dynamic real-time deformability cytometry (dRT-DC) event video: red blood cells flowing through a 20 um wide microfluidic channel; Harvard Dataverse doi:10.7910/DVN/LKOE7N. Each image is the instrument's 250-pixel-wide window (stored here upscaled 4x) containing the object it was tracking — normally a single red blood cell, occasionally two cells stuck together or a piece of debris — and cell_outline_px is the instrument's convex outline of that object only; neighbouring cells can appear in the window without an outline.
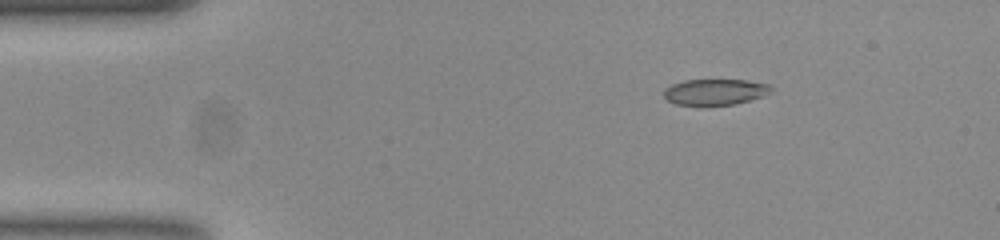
{"species": "common noctule bat (a hibernating species)", "species_latin": "Nyctalus noctula", "temperature_condition": "room temperature", "stored_images_in_passage": 47, "camera_frame_rate_fps": 3000, "um_per_image_px": 0.085, "animal": {"sex": "female", "body_mass_g": 23.0, "forearm_length_mm": 53.4}, "frame": {"image": 1, "passage_image": 1, "time_ms": 0.0, "image_size_px": [1000, 240], "cell_outline_px": [[772, 92], [736, 104], [676, 104], [668, 100], [664, 96], [664, 88], [672, 84], [684, 80], [748, 80], [772, 84]], "centroid_in_image_um": [60.81, 7.78], "position_along_channel_um": 24.2, "area_um2": 16.01}}
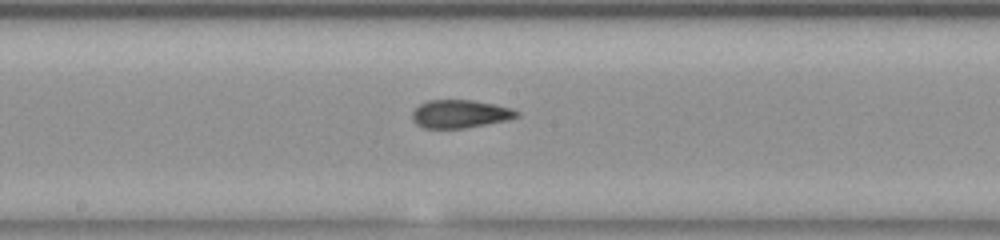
{"frame": {"image": 2, "passage_image": 21, "time_ms": 6.667, "image_size_px": [1000, 240], "cell_outline_px": [[520, 116], [508, 120], [464, 128], [424, 128], [416, 124], [412, 120], [412, 112], [420, 104], [428, 100], [472, 100], [512, 108], [520, 112]], "centroid_in_image_um": [39.11, 9.68], "position_along_channel_um": 209.1, "area_um2": 17.11}}
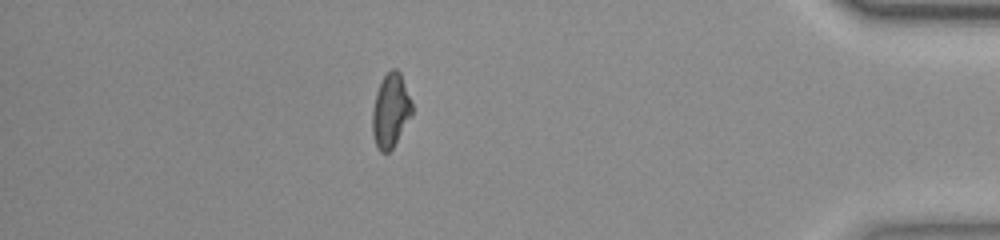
{"frame": {"image": 3, "passage_image": 40, "time_ms": 13.0, "image_size_px": [1000, 240], "cell_outline_px": [[412, 116], [392, 148], [388, 152], [380, 152], [376, 144], [372, 132], [372, 108], [376, 92], [384, 76], [392, 68], [396, 68], [400, 72], [412, 104]], "centroid_in_image_um": [33.19, 9.4], "position_along_channel_um": 402.0, "area_um2": 16.94}, "authors_computed_cell_mechanics": {"area_um2": 17.2822, "velocity_mm_per_s": 3.7822, "shape_relaxation_time_tau1_ms": null, "shape_relaxation_time_tau2_ms": 1.6505, "deformation_change_tau1": null, "deformation_change_tau2": 0.0752}}